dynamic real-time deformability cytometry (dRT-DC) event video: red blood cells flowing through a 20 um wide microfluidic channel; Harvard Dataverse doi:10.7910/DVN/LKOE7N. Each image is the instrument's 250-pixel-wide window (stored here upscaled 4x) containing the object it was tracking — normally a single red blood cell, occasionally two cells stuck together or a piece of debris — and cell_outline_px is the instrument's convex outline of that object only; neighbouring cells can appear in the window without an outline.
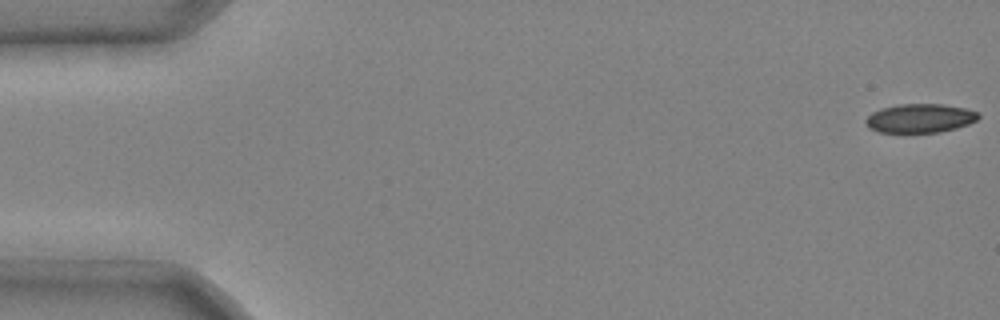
{"species": "common noctule bat (a hibernating species)", "species_latin": "Nyctalus noctula", "temperature_condition": "cold", "stored_images_in_passage": 5, "segment_of_instrument_passage": [1, 2], "camera_frame_rate_fps": 3000, "um_per_image_px": 0.085, "animal": {"sex": "male", "body_mass_g": 20.4}, "frame": {"image": 1, "passage_image": 1, "time_ms": 0.0, "image_size_px": [1000, 320], "cell_outline_px": [[980, 116], [976, 120], [968, 124], [956, 128], [940, 132], [880, 132], [868, 128], [864, 120], [872, 112], [880, 108], [900, 104], [944, 104], [964, 108], [976, 112]], "centroid_in_image_um": [78.17, 10.05], "position_along_channel_um": 6.8, "area_um2": 18.9}}